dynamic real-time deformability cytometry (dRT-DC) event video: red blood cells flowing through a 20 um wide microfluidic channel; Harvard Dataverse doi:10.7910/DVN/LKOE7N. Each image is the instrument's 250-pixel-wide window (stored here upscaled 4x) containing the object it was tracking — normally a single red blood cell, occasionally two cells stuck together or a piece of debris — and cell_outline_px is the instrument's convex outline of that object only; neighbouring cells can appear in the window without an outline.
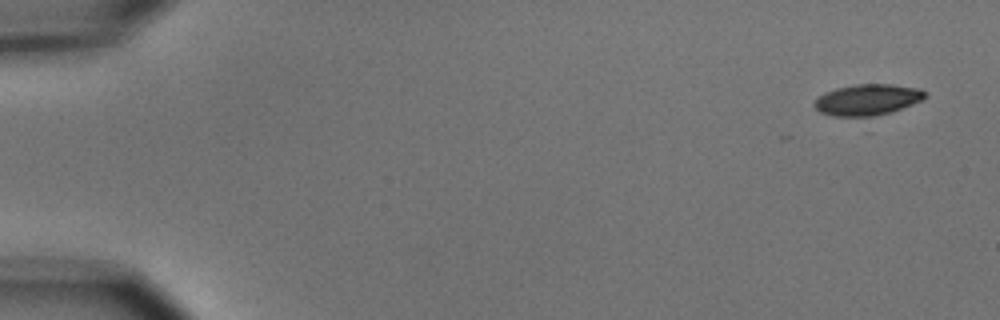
{"species": "common noctule bat (a hibernating species)", "species_latin": "Nyctalus noctula", "temperature_condition": "cold", "stored_images_in_passage": 2, "camera_frame_rate_fps": 3000, "um_per_image_px": 0.085, "animal": {"sex": "male", "body_mass_g": 15.6}, "frame": {"image": 1, "passage_image": 2, "time_ms": 2.0, "image_size_px": [1000, 320], "cell_outline_px": [[928, 96], [912, 104], [892, 112], [872, 116], [832, 116], [820, 112], [812, 104], [824, 92], [836, 88], [856, 84], [892, 84], [920, 88]], "centroid_in_image_um": [73.73, 8.47], "position_along_channel_um": 11.3, "area_um2": 20.0}}